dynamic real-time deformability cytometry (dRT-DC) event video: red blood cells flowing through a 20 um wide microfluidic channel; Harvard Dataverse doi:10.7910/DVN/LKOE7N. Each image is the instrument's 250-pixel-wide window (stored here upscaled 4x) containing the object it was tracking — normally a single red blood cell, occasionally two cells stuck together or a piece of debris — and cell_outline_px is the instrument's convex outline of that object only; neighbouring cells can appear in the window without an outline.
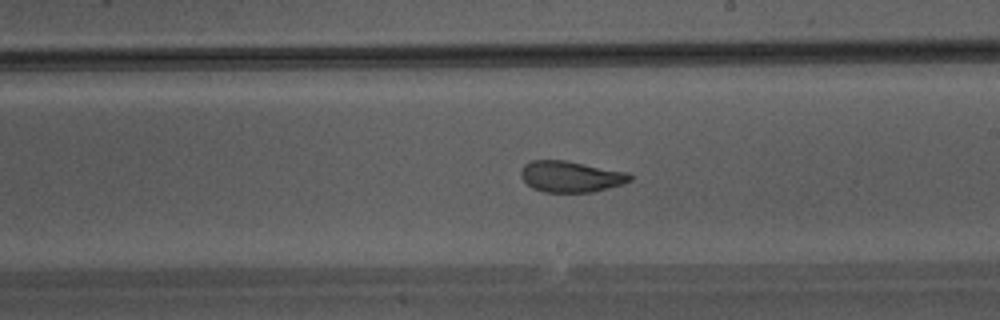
{"species": "Egyptian fruit bat (a non-hibernating species)", "species_latin": "Rousettus aegyptiacus", "temperature_condition": "warm", "stored_images_in_passage": 45, "camera_frame_rate_fps": 3000, "um_per_image_px": 0.085, "animal": {"sex": "male"}, "frame": {"image": 1, "passage_image": 26, "time_ms": 8.333, "image_size_px": [1000, 320], "cell_outline_px": [[632, 180], [624, 184], [592, 192], [544, 192], [532, 188], [520, 176], [520, 168], [524, 164], [532, 160], [564, 160], [628, 172], [632, 176]], "centroid_in_image_um": [48.51, 15.01], "position_along_channel_um": 240.5, "area_um2": 19.88}}